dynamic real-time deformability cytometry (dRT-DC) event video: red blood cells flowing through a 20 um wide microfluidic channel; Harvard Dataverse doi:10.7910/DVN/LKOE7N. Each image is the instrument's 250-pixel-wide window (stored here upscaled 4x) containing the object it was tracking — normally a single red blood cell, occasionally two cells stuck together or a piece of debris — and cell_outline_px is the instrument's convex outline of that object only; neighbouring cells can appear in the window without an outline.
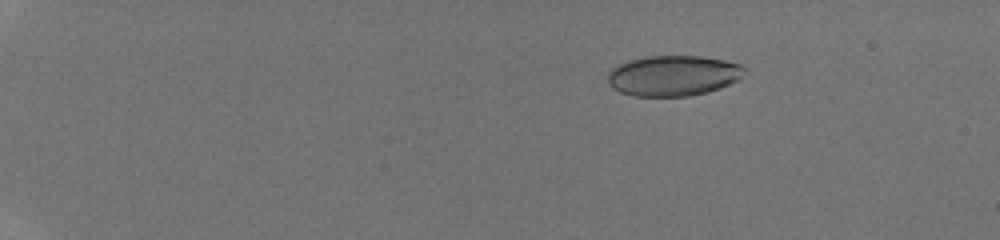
{"species": "human", "species_latin": "Homo sapiens", "temperature_condition": "room temperature", "stored_images_in_passage": 39, "camera_frame_rate_fps": 3000, "um_per_image_px": 0.085, "donor": {"sex": "male"}, "frame": {"image": 1, "passage_image": 1, "time_ms": 0.0, "image_size_px": [1000, 240], "cell_outline_px": [[748, 68], [736, 80], [720, 88], [708, 92], [688, 96], [632, 96], [620, 92], [612, 88], [608, 84], [608, 72], [616, 64], [628, 60], [648, 56], [700, 56], [724, 60], [740, 64]], "centroid_in_image_um": [57.18, 6.43], "position_along_channel_um": 27.8, "area_um2": 32.43}}
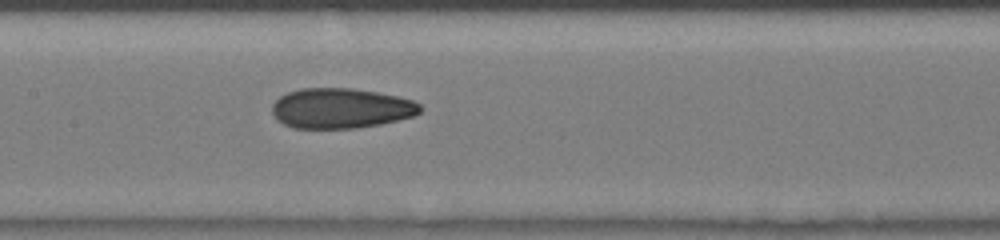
{"frame": {"image": 2, "passage_image": 19, "time_ms": 6.0, "image_size_px": [1000, 240], "cell_outline_px": [[424, 108], [416, 116], [380, 124], [356, 128], [292, 128], [276, 120], [272, 112], [272, 104], [280, 96], [288, 92], [300, 88], [352, 88], [376, 92], [396, 96], [412, 100], [420, 104]], "centroid_in_image_um": [28.98, 9.21], "position_along_channel_um": 178.4, "area_um2": 34.85}}
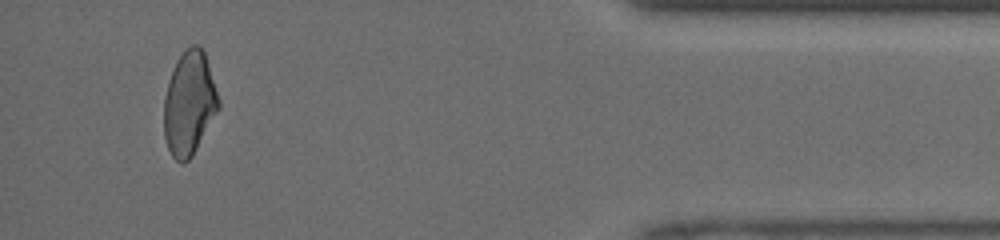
{"frame": {"image": 3, "passage_image": 37, "time_ms": 12.0, "image_size_px": [1000, 240], "cell_outline_px": [[220, 108], [192, 156], [184, 164], [176, 160], [172, 156], [168, 148], [164, 136], [164, 96], [168, 80], [176, 60], [192, 44], [196, 44], [204, 52], [220, 100]], "centroid_in_image_um": [16.08, 8.81], "position_along_channel_um": 419.1, "area_um2": 32.95}}